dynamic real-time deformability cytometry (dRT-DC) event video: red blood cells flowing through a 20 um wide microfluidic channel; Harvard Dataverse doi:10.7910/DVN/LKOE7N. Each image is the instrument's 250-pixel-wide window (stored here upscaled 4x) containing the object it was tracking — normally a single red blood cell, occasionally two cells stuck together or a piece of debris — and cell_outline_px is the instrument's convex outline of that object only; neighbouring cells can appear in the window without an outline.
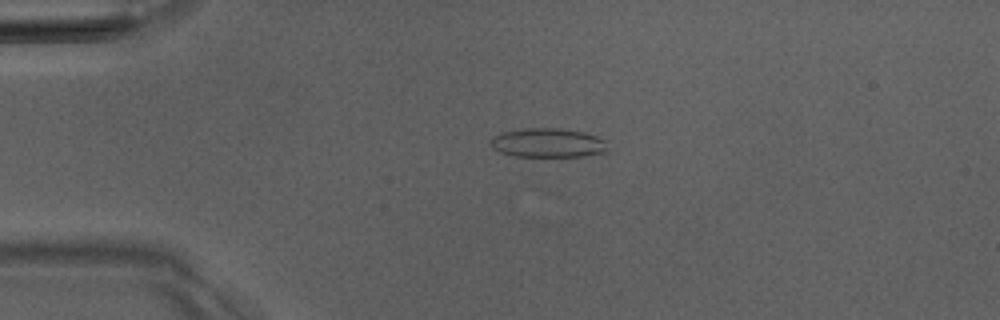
{"species": "Egyptian fruit bat (a non-hibernating species)", "species_latin": "Rousettus aegyptiacus", "temperature_condition": "room temperature", "stored_images_in_passage": 6, "camera_frame_rate_fps": 3000, "um_per_image_px": 0.085, "animal": {"sex": "male"}, "frame": {"image": 1, "passage_image": 4, "time_ms": 3.333, "image_size_px": [1000, 320], "cell_outline_px": [[608, 152], [584, 156], [516, 156], [500, 152], [492, 148], [488, 144], [488, 140], [492, 136], [500, 132], [520, 128], [556, 128], [584, 132], [596, 136], [604, 140]], "centroid_in_image_um": [46.5, 12.13], "position_along_channel_um": 38.5, "area_um2": 20.11}}